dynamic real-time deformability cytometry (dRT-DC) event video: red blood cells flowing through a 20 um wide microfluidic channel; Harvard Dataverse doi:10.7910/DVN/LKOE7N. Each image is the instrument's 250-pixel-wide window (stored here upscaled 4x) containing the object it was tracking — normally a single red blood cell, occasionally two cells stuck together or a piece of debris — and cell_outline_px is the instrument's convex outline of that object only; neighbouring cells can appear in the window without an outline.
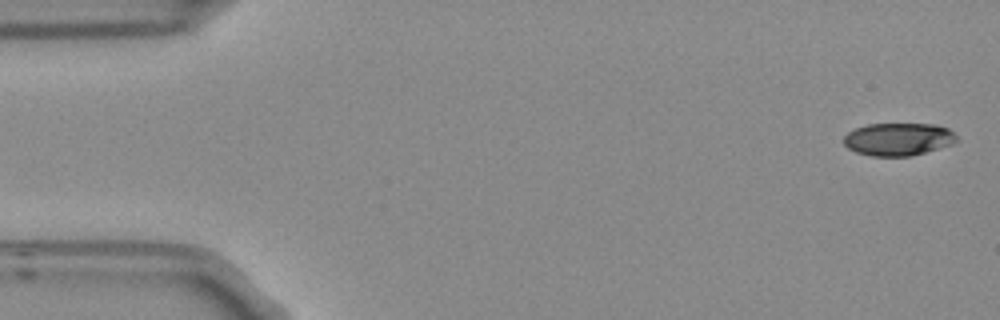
{"species": "Egyptian fruit bat (a non-hibernating species)", "species_latin": "Rousettus aegyptiacus", "temperature_condition": "room temperature", "stored_images_in_passage": 6, "camera_frame_rate_fps": 3000, "um_per_image_px": 0.085, "frame": {"image": 1, "passage_image": 1, "time_ms": 0.0, "image_size_px": [1000, 320], "cell_outline_px": [[956, 140], [952, 144], [912, 156], [872, 156], [856, 152], [848, 148], [844, 144], [844, 136], [848, 132], [856, 128], [868, 124], [932, 124], [948, 128], [956, 136]], "centroid_in_image_um": [76.33, 11.83], "position_along_channel_um": 8.7, "area_um2": 21.39}}
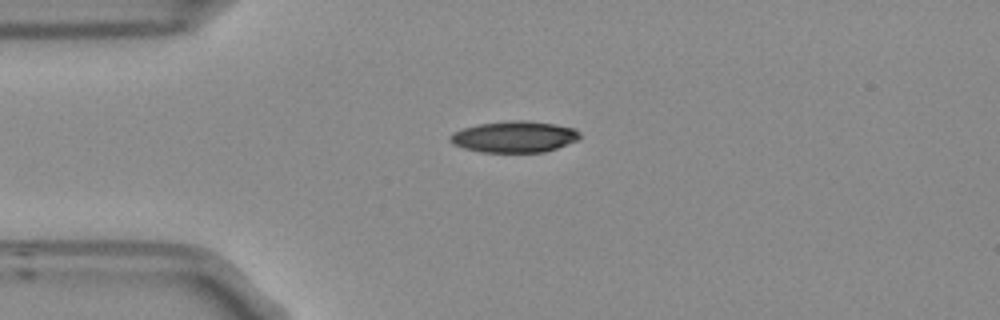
{"frame": {"image": 2, "passage_image": 4, "time_ms": 1.0, "image_size_px": [1000, 320], "cell_outline_px": [[580, 136], [576, 140], [556, 148], [544, 152], [480, 152], [464, 148], [452, 144], [448, 140], [448, 136], [452, 132], [464, 128], [480, 124], [512, 120], [524, 120], [556, 124], [572, 128], [580, 132]], "centroid_in_image_um": [43.67, 11.62], "position_along_channel_um": 41.3, "area_um2": 23.58}}